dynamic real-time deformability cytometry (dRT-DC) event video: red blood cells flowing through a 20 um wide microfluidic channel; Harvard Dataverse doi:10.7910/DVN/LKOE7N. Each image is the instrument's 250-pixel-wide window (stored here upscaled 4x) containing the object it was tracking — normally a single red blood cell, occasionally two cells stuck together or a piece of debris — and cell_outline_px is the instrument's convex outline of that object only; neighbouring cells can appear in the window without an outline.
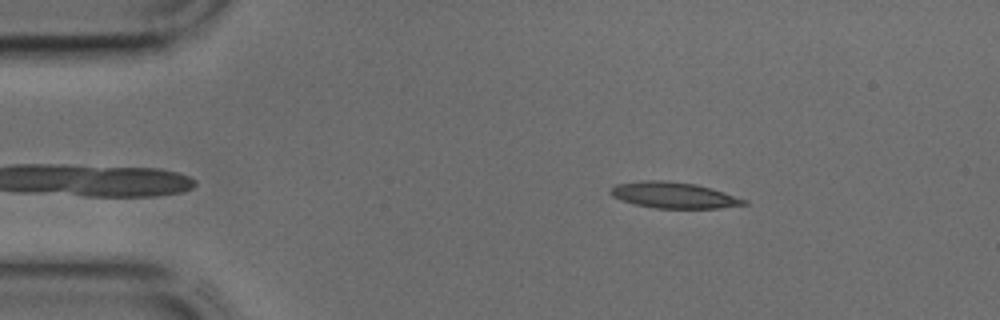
{"species": "common noctule bat (a hibernating species)", "species_latin": "Nyctalus noctula", "temperature_condition": "cold", "stored_images_in_passage": 34, "camera_frame_rate_fps": 3000, "um_per_image_px": 0.085, "animal": {"sex": "male", "body_mass_g": 17.9, "forearm_length_mm": 54.2}, "frame": {"image": 1, "passage_image": 4, "time_ms": 1.0, "image_size_px": [1000, 320], "cell_outline_px": [[748, 204], [720, 208], [656, 208], [636, 204], [612, 196], [608, 192], [616, 184], [644, 180], [664, 180], [696, 184], [712, 188], [748, 200]], "centroid_in_image_um": [57.3, 16.58], "position_along_channel_um": 27.7, "area_um2": 20.17}}
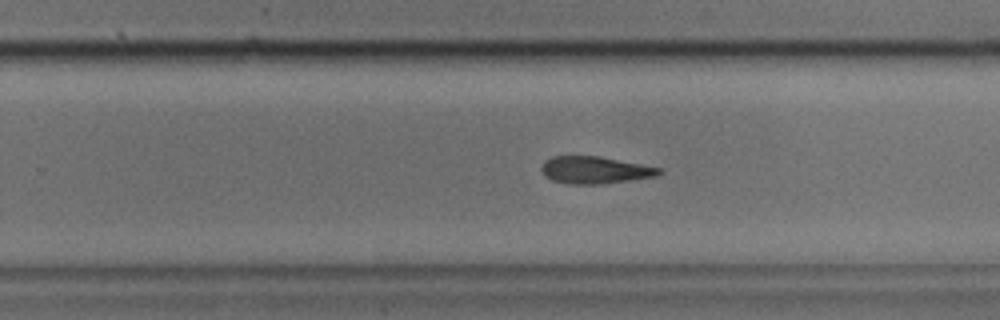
{"frame": {"image": 2, "passage_image": 24, "time_ms": 7.667, "image_size_px": [1000, 320], "cell_outline_px": [[660, 172], [656, 176], [600, 184], [568, 184], [552, 180], [544, 176], [540, 168], [544, 160], [552, 156], [600, 156], [660, 168]], "centroid_in_image_um": [50.48, 14.45], "position_along_channel_um": 279.3, "area_um2": 18.5}}
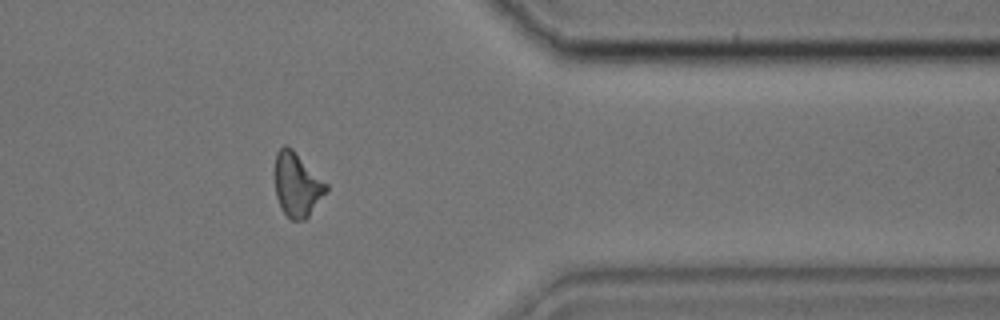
{"frame": {"image": 3, "passage_image": 32, "time_ms": 10.333, "image_size_px": [1000, 320], "cell_outline_px": [[328, 188], [308, 216], [304, 220], [292, 220], [284, 212], [276, 196], [276, 152], [284, 144], [292, 148], [328, 184]], "centroid_in_image_um": [25.26, 15.67], "position_along_channel_um": 386.1, "area_um2": 18.67}}